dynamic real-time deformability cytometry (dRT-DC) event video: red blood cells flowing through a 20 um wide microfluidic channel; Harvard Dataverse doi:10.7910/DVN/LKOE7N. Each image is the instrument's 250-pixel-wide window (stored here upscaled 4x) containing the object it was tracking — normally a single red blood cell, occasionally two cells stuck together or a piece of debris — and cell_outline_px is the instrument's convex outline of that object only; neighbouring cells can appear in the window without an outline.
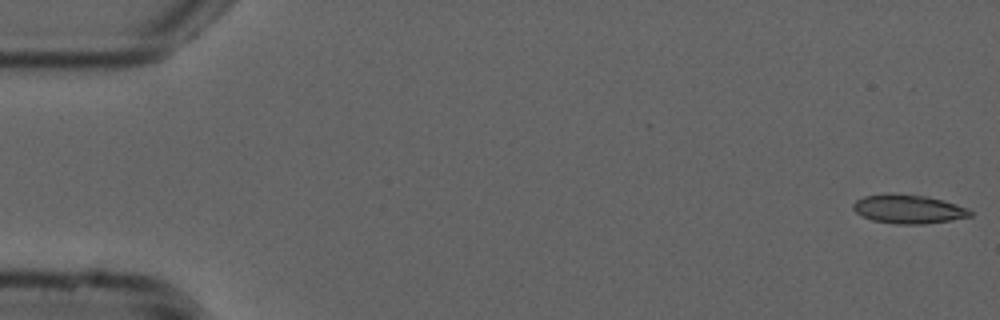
{"species": "common noctule bat (a hibernating species)", "species_latin": "Nyctalus noctula", "temperature_condition": "cold", "stored_images_in_passage": 54, "camera_frame_rate_fps": 3000, "um_per_image_px": 0.085, "animal": {"sex": "male", "forearm_length_mm": 52.5}, "frame": {"image": 1, "passage_image": 1, "time_ms": 0.0, "image_size_px": [1000, 320], "cell_outline_px": [[972, 216], [952, 220], [920, 224], [896, 224], [872, 220], [856, 212], [852, 208], [852, 204], [856, 200], [864, 196], [888, 192], [892, 192], [928, 196], [956, 204], [968, 208], [972, 212]], "centroid_in_image_um": [77.2, 17.75], "position_along_channel_um": 7.8, "area_um2": 19.88}}
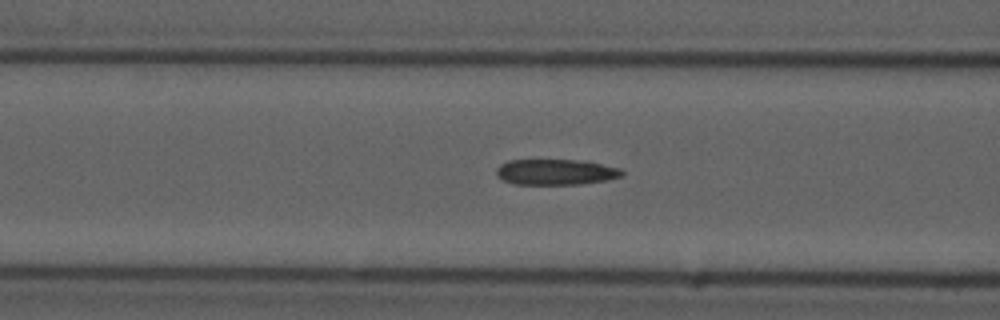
{"frame": {"image": 2, "passage_image": 21, "time_ms": 6.667, "image_size_px": [1000, 320], "cell_outline_px": [[624, 172], [620, 176], [604, 180], [580, 184], [516, 184], [504, 180], [496, 176], [496, 168], [500, 164], [508, 160], [588, 160], [620, 168]], "centroid_in_image_um": [47.22, 14.6], "position_along_channel_um": 119.4, "area_um2": 18.84}}
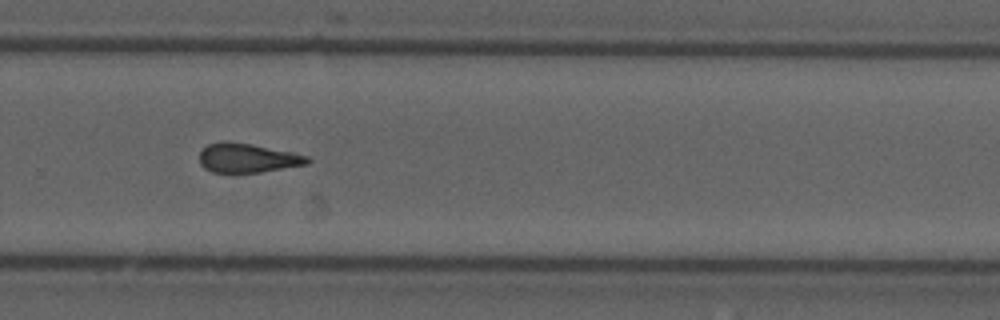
{"frame": {"image": 3, "passage_image": 36, "time_ms": 11.667, "image_size_px": [1000, 320], "cell_outline_px": [[312, 160], [308, 164], [260, 172], [212, 172], [204, 168], [200, 164], [200, 152], [208, 144], [252, 144], [292, 152], [308, 156]], "centroid_in_image_um": [21.1, 13.46], "position_along_channel_um": 308.7, "area_um2": 17.74}, "authors_computed_cell_mechanics": {"area_um2": 18.9584, "velocity_mm_per_s": 3.8014, "shape_relaxation_time_tau1_ms": null, "shape_relaxation_time_tau2_ms": 5.772, "deformation_change_tau1": null, "deformation_change_tau2": 0.1524}}